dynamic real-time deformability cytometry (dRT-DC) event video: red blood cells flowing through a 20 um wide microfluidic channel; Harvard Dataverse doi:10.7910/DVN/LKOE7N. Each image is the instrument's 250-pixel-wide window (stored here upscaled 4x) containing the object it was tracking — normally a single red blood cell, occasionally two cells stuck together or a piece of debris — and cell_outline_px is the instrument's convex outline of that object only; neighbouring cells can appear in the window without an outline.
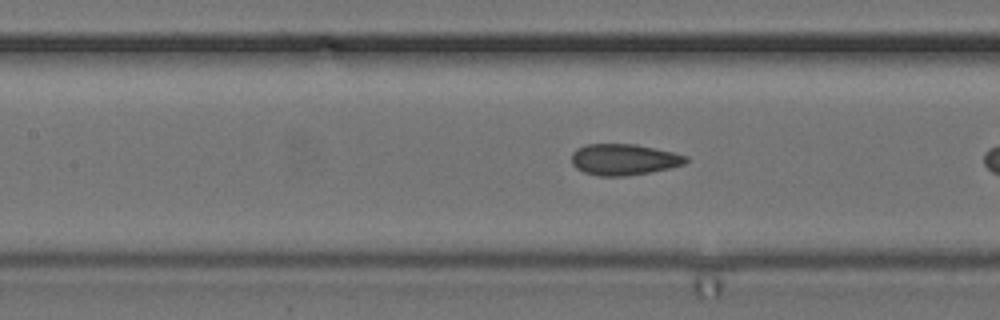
{"species": "common noctule bat (a hibernating species)", "species_latin": "Nyctalus noctula", "temperature_condition": "cold", "stored_images_in_passage": 26, "camera_frame_rate_fps": 3000, "um_per_image_px": 0.085, "animal": {"sex": "female", "body_mass_g": 24.6, "forearm_length_mm": 56.2}, "frame": {"image": 1, "passage_image": 8, "time_ms": 2.333, "image_size_px": [1000, 320], "cell_outline_px": [[688, 160], [684, 164], [672, 168], [624, 176], [600, 176], [584, 172], [576, 168], [572, 164], [572, 152], [576, 148], [588, 144], [636, 144], [672, 152], [688, 156]], "centroid_in_image_um": [53.02, 13.55], "position_along_channel_um": 154.4, "area_um2": 20.75}}
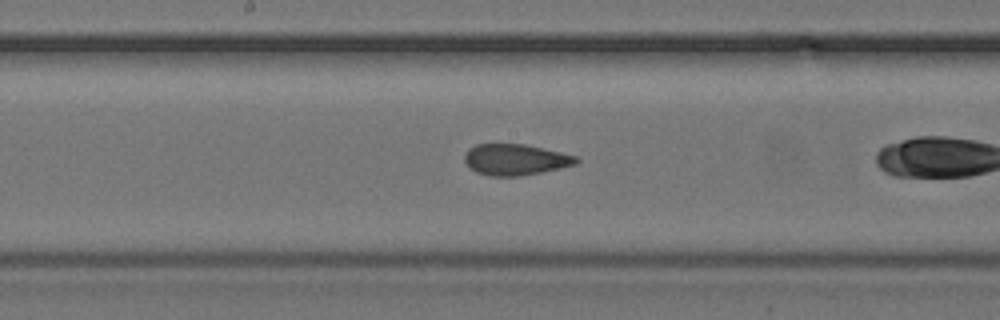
{"frame": {"image": 2, "passage_image": 12, "time_ms": 3.667, "image_size_px": [1000, 320], "cell_outline_px": [[580, 160], [576, 164], [560, 168], [520, 176], [492, 176], [476, 172], [468, 168], [464, 160], [464, 156], [468, 148], [476, 144], [524, 144], [560, 152], [576, 156]], "centroid_in_image_um": [43.77, 13.56], "position_along_channel_um": 204.4, "area_um2": 20.23}}
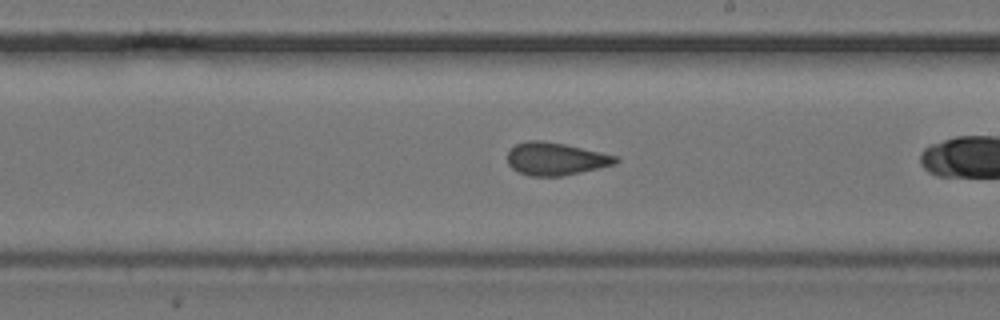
{"frame": {"image": 3, "passage_image": 15, "time_ms": 4.667, "image_size_px": [1000, 320], "cell_outline_px": [[620, 160], [616, 164], [580, 172], [560, 176], [528, 176], [512, 168], [508, 164], [508, 152], [516, 144], [528, 140], [544, 140], [564, 144], [620, 156]], "centroid_in_image_um": [47.25, 13.49], "position_along_channel_um": 241.7, "area_um2": 20.63}}